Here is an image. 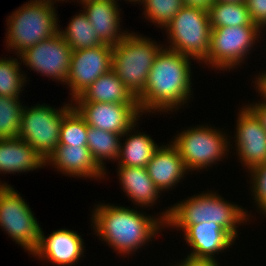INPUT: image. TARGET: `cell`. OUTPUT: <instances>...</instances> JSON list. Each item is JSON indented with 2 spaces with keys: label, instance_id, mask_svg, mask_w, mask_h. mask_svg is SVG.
Masks as SVG:
<instances>
[{
  "label": "cell",
  "instance_id": "obj_1",
  "mask_svg": "<svg viewBox=\"0 0 266 266\" xmlns=\"http://www.w3.org/2000/svg\"><path fill=\"white\" fill-rule=\"evenodd\" d=\"M190 57L167 48L156 55L145 89L137 98L141 114L177 110L188 102L191 92Z\"/></svg>",
  "mask_w": 266,
  "mask_h": 266
},
{
  "label": "cell",
  "instance_id": "obj_2",
  "mask_svg": "<svg viewBox=\"0 0 266 266\" xmlns=\"http://www.w3.org/2000/svg\"><path fill=\"white\" fill-rule=\"evenodd\" d=\"M140 212L113 204H97L91 215L93 230L114 251L130 255L151 242L165 227L159 215L155 218Z\"/></svg>",
  "mask_w": 266,
  "mask_h": 266
},
{
  "label": "cell",
  "instance_id": "obj_3",
  "mask_svg": "<svg viewBox=\"0 0 266 266\" xmlns=\"http://www.w3.org/2000/svg\"><path fill=\"white\" fill-rule=\"evenodd\" d=\"M187 199L175 203L160 214L166 227H175L184 232L190 225L215 223L235 240L238 236V224L248 222L250 217L246 209L225 201L216 192L205 191Z\"/></svg>",
  "mask_w": 266,
  "mask_h": 266
},
{
  "label": "cell",
  "instance_id": "obj_4",
  "mask_svg": "<svg viewBox=\"0 0 266 266\" xmlns=\"http://www.w3.org/2000/svg\"><path fill=\"white\" fill-rule=\"evenodd\" d=\"M55 2L30 0L7 18L8 50L16 51L19 56L40 41L54 37L59 33Z\"/></svg>",
  "mask_w": 266,
  "mask_h": 266
},
{
  "label": "cell",
  "instance_id": "obj_5",
  "mask_svg": "<svg viewBox=\"0 0 266 266\" xmlns=\"http://www.w3.org/2000/svg\"><path fill=\"white\" fill-rule=\"evenodd\" d=\"M163 45L130 33L113 46L112 70L137 99L144 91L149 71Z\"/></svg>",
  "mask_w": 266,
  "mask_h": 266
},
{
  "label": "cell",
  "instance_id": "obj_6",
  "mask_svg": "<svg viewBox=\"0 0 266 266\" xmlns=\"http://www.w3.org/2000/svg\"><path fill=\"white\" fill-rule=\"evenodd\" d=\"M165 29L170 42L167 49L200 63L207 59L211 34L207 9L184 5Z\"/></svg>",
  "mask_w": 266,
  "mask_h": 266
},
{
  "label": "cell",
  "instance_id": "obj_7",
  "mask_svg": "<svg viewBox=\"0 0 266 266\" xmlns=\"http://www.w3.org/2000/svg\"><path fill=\"white\" fill-rule=\"evenodd\" d=\"M215 127L198 125L178 132L172 144L189 172L206 169L228 155L230 140Z\"/></svg>",
  "mask_w": 266,
  "mask_h": 266
},
{
  "label": "cell",
  "instance_id": "obj_8",
  "mask_svg": "<svg viewBox=\"0 0 266 266\" xmlns=\"http://www.w3.org/2000/svg\"><path fill=\"white\" fill-rule=\"evenodd\" d=\"M73 103L55 109L45 104L23 107L17 138L30 144L45 160L59 145L63 118L73 109Z\"/></svg>",
  "mask_w": 266,
  "mask_h": 266
},
{
  "label": "cell",
  "instance_id": "obj_9",
  "mask_svg": "<svg viewBox=\"0 0 266 266\" xmlns=\"http://www.w3.org/2000/svg\"><path fill=\"white\" fill-rule=\"evenodd\" d=\"M261 31L257 25L213 27L204 63L223 71L240 66L259 40Z\"/></svg>",
  "mask_w": 266,
  "mask_h": 266
},
{
  "label": "cell",
  "instance_id": "obj_10",
  "mask_svg": "<svg viewBox=\"0 0 266 266\" xmlns=\"http://www.w3.org/2000/svg\"><path fill=\"white\" fill-rule=\"evenodd\" d=\"M20 193L5 185L0 190V226L30 255L40 242L41 227Z\"/></svg>",
  "mask_w": 266,
  "mask_h": 266
},
{
  "label": "cell",
  "instance_id": "obj_11",
  "mask_svg": "<svg viewBox=\"0 0 266 266\" xmlns=\"http://www.w3.org/2000/svg\"><path fill=\"white\" fill-rule=\"evenodd\" d=\"M113 46L100 44L95 47L72 51L70 68L65 85L70 87L71 101L82 94L101 75L112 69Z\"/></svg>",
  "mask_w": 266,
  "mask_h": 266
},
{
  "label": "cell",
  "instance_id": "obj_12",
  "mask_svg": "<svg viewBox=\"0 0 266 266\" xmlns=\"http://www.w3.org/2000/svg\"><path fill=\"white\" fill-rule=\"evenodd\" d=\"M71 53L72 48L58 33L28 48L17 58H20V62L23 61V65L31 70L65 84L70 68Z\"/></svg>",
  "mask_w": 266,
  "mask_h": 266
},
{
  "label": "cell",
  "instance_id": "obj_13",
  "mask_svg": "<svg viewBox=\"0 0 266 266\" xmlns=\"http://www.w3.org/2000/svg\"><path fill=\"white\" fill-rule=\"evenodd\" d=\"M73 108L88 126L121 135L142 116L138 104L75 102Z\"/></svg>",
  "mask_w": 266,
  "mask_h": 266
},
{
  "label": "cell",
  "instance_id": "obj_14",
  "mask_svg": "<svg viewBox=\"0 0 266 266\" xmlns=\"http://www.w3.org/2000/svg\"><path fill=\"white\" fill-rule=\"evenodd\" d=\"M240 109L236 118L235 150L242 166L250 170L266 163V131L246 106Z\"/></svg>",
  "mask_w": 266,
  "mask_h": 266
},
{
  "label": "cell",
  "instance_id": "obj_15",
  "mask_svg": "<svg viewBox=\"0 0 266 266\" xmlns=\"http://www.w3.org/2000/svg\"><path fill=\"white\" fill-rule=\"evenodd\" d=\"M83 242L79 233L69 229L55 230L47 237L41 229L40 242L31 255L58 266H71L84 256Z\"/></svg>",
  "mask_w": 266,
  "mask_h": 266
},
{
  "label": "cell",
  "instance_id": "obj_16",
  "mask_svg": "<svg viewBox=\"0 0 266 266\" xmlns=\"http://www.w3.org/2000/svg\"><path fill=\"white\" fill-rule=\"evenodd\" d=\"M118 0H91L81 4L90 24L104 44L114 46L130 32L121 30Z\"/></svg>",
  "mask_w": 266,
  "mask_h": 266
},
{
  "label": "cell",
  "instance_id": "obj_17",
  "mask_svg": "<svg viewBox=\"0 0 266 266\" xmlns=\"http://www.w3.org/2000/svg\"><path fill=\"white\" fill-rule=\"evenodd\" d=\"M46 165H53L61 173L70 177L77 176L98 180L104 178L107 173L94 161L87 146L58 145L56 150L46 159Z\"/></svg>",
  "mask_w": 266,
  "mask_h": 266
},
{
  "label": "cell",
  "instance_id": "obj_18",
  "mask_svg": "<svg viewBox=\"0 0 266 266\" xmlns=\"http://www.w3.org/2000/svg\"><path fill=\"white\" fill-rule=\"evenodd\" d=\"M184 237L192 249L190 256L213 260H216L215 254L224 252L235 241L220 225L209 222L190 225Z\"/></svg>",
  "mask_w": 266,
  "mask_h": 266
},
{
  "label": "cell",
  "instance_id": "obj_19",
  "mask_svg": "<svg viewBox=\"0 0 266 266\" xmlns=\"http://www.w3.org/2000/svg\"><path fill=\"white\" fill-rule=\"evenodd\" d=\"M146 169L149 177L161 193L165 190H172L189 172L178 150L172 143L159 145Z\"/></svg>",
  "mask_w": 266,
  "mask_h": 266
},
{
  "label": "cell",
  "instance_id": "obj_20",
  "mask_svg": "<svg viewBox=\"0 0 266 266\" xmlns=\"http://www.w3.org/2000/svg\"><path fill=\"white\" fill-rule=\"evenodd\" d=\"M46 160L19 138L0 139V173H23L43 168Z\"/></svg>",
  "mask_w": 266,
  "mask_h": 266
},
{
  "label": "cell",
  "instance_id": "obj_21",
  "mask_svg": "<svg viewBox=\"0 0 266 266\" xmlns=\"http://www.w3.org/2000/svg\"><path fill=\"white\" fill-rule=\"evenodd\" d=\"M118 178L128 198L140 207H151L160 197V190L149 177L146 168L118 166Z\"/></svg>",
  "mask_w": 266,
  "mask_h": 266
},
{
  "label": "cell",
  "instance_id": "obj_22",
  "mask_svg": "<svg viewBox=\"0 0 266 266\" xmlns=\"http://www.w3.org/2000/svg\"><path fill=\"white\" fill-rule=\"evenodd\" d=\"M71 102L138 104L137 99L112 69L106 74L101 75Z\"/></svg>",
  "mask_w": 266,
  "mask_h": 266
},
{
  "label": "cell",
  "instance_id": "obj_23",
  "mask_svg": "<svg viewBox=\"0 0 266 266\" xmlns=\"http://www.w3.org/2000/svg\"><path fill=\"white\" fill-rule=\"evenodd\" d=\"M136 122L132 127L125 131L121 137L126 136L125 143H120L118 156L119 166L146 168L156 149L159 147L151 136L140 133H132L137 126ZM133 129V130H132ZM130 133V134H129Z\"/></svg>",
  "mask_w": 266,
  "mask_h": 266
},
{
  "label": "cell",
  "instance_id": "obj_24",
  "mask_svg": "<svg viewBox=\"0 0 266 266\" xmlns=\"http://www.w3.org/2000/svg\"><path fill=\"white\" fill-rule=\"evenodd\" d=\"M121 134L105 131L88 126L87 147L97 163L106 172L105 163L107 159L117 161L120 150Z\"/></svg>",
  "mask_w": 266,
  "mask_h": 266
},
{
  "label": "cell",
  "instance_id": "obj_25",
  "mask_svg": "<svg viewBox=\"0 0 266 266\" xmlns=\"http://www.w3.org/2000/svg\"><path fill=\"white\" fill-rule=\"evenodd\" d=\"M73 16L67 28L59 29V33L65 42L72 48V51L86 49L103 44L94 27L90 24L83 10Z\"/></svg>",
  "mask_w": 266,
  "mask_h": 266
},
{
  "label": "cell",
  "instance_id": "obj_26",
  "mask_svg": "<svg viewBox=\"0 0 266 266\" xmlns=\"http://www.w3.org/2000/svg\"><path fill=\"white\" fill-rule=\"evenodd\" d=\"M211 29L213 27L255 25L249 15L245 2H212L207 7Z\"/></svg>",
  "mask_w": 266,
  "mask_h": 266
},
{
  "label": "cell",
  "instance_id": "obj_27",
  "mask_svg": "<svg viewBox=\"0 0 266 266\" xmlns=\"http://www.w3.org/2000/svg\"><path fill=\"white\" fill-rule=\"evenodd\" d=\"M19 97L0 96V139L17 138L23 110Z\"/></svg>",
  "mask_w": 266,
  "mask_h": 266
},
{
  "label": "cell",
  "instance_id": "obj_28",
  "mask_svg": "<svg viewBox=\"0 0 266 266\" xmlns=\"http://www.w3.org/2000/svg\"><path fill=\"white\" fill-rule=\"evenodd\" d=\"M16 58H0V96L20 97L26 77L20 69V62ZM21 71V72H20Z\"/></svg>",
  "mask_w": 266,
  "mask_h": 266
},
{
  "label": "cell",
  "instance_id": "obj_29",
  "mask_svg": "<svg viewBox=\"0 0 266 266\" xmlns=\"http://www.w3.org/2000/svg\"><path fill=\"white\" fill-rule=\"evenodd\" d=\"M144 7V17L149 22L165 28L185 5L183 0H138Z\"/></svg>",
  "mask_w": 266,
  "mask_h": 266
},
{
  "label": "cell",
  "instance_id": "obj_30",
  "mask_svg": "<svg viewBox=\"0 0 266 266\" xmlns=\"http://www.w3.org/2000/svg\"><path fill=\"white\" fill-rule=\"evenodd\" d=\"M88 125L73 108L64 118L60 127L59 145L87 146Z\"/></svg>",
  "mask_w": 266,
  "mask_h": 266
},
{
  "label": "cell",
  "instance_id": "obj_31",
  "mask_svg": "<svg viewBox=\"0 0 266 266\" xmlns=\"http://www.w3.org/2000/svg\"><path fill=\"white\" fill-rule=\"evenodd\" d=\"M249 171L251 178V191L252 197L257 205V210L261 211V214H265L266 217V163L259 164Z\"/></svg>",
  "mask_w": 266,
  "mask_h": 266
},
{
  "label": "cell",
  "instance_id": "obj_32",
  "mask_svg": "<svg viewBox=\"0 0 266 266\" xmlns=\"http://www.w3.org/2000/svg\"><path fill=\"white\" fill-rule=\"evenodd\" d=\"M252 22L260 29L266 28V0H245Z\"/></svg>",
  "mask_w": 266,
  "mask_h": 266
},
{
  "label": "cell",
  "instance_id": "obj_33",
  "mask_svg": "<svg viewBox=\"0 0 266 266\" xmlns=\"http://www.w3.org/2000/svg\"><path fill=\"white\" fill-rule=\"evenodd\" d=\"M173 266V265H171ZM175 266H219L216 260L209 259V258H198V257H193L190 255H187L185 260L179 261L177 265Z\"/></svg>",
  "mask_w": 266,
  "mask_h": 266
},
{
  "label": "cell",
  "instance_id": "obj_34",
  "mask_svg": "<svg viewBox=\"0 0 266 266\" xmlns=\"http://www.w3.org/2000/svg\"><path fill=\"white\" fill-rule=\"evenodd\" d=\"M260 121V124L266 131V103L261 101H257L254 103H251L250 105H245Z\"/></svg>",
  "mask_w": 266,
  "mask_h": 266
},
{
  "label": "cell",
  "instance_id": "obj_35",
  "mask_svg": "<svg viewBox=\"0 0 266 266\" xmlns=\"http://www.w3.org/2000/svg\"><path fill=\"white\" fill-rule=\"evenodd\" d=\"M260 74L257 75L259 77L256 76L257 79H255L256 81L254 80V86H256L259 95L263 97L262 101L266 103V71Z\"/></svg>",
  "mask_w": 266,
  "mask_h": 266
},
{
  "label": "cell",
  "instance_id": "obj_36",
  "mask_svg": "<svg viewBox=\"0 0 266 266\" xmlns=\"http://www.w3.org/2000/svg\"><path fill=\"white\" fill-rule=\"evenodd\" d=\"M213 2V0H183V3L187 6H199L207 9V7Z\"/></svg>",
  "mask_w": 266,
  "mask_h": 266
},
{
  "label": "cell",
  "instance_id": "obj_37",
  "mask_svg": "<svg viewBox=\"0 0 266 266\" xmlns=\"http://www.w3.org/2000/svg\"><path fill=\"white\" fill-rule=\"evenodd\" d=\"M213 2H220V3H239V2H245V0H213Z\"/></svg>",
  "mask_w": 266,
  "mask_h": 266
},
{
  "label": "cell",
  "instance_id": "obj_38",
  "mask_svg": "<svg viewBox=\"0 0 266 266\" xmlns=\"http://www.w3.org/2000/svg\"><path fill=\"white\" fill-rule=\"evenodd\" d=\"M5 185H8V184H7V183H2V182H0V190H1Z\"/></svg>",
  "mask_w": 266,
  "mask_h": 266
},
{
  "label": "cell",
  "instance_id": "obj_39",
  "mask_svg": "<svg viewBox=\"0 0 266 266\" xmlns=\"http://www.w3.org/2000/svg\"><path fill=\"white\" fill-rule=\"evenodd\" d=\"M66 1V0H65ZM87 1H91V0H79V1H77V2H79V3H85V2H87Z\"/></svg>",
  "mask_w": 266,
  "mask_h": 266
},
{
  "label": "cell",
  "instance_id": "obj_40",
  "mask_svg": "<svg viewBox=\"0 0 266 266\" xmlns=\"http://www.w3.org/2000/svg\"><path fill=\"white\" fill-rule=\"evenodd\" d=\"M44 1L54 2L55 0H44ZM57 1H61V0H56L55 3H56ZM62 1H64V0H62Z\"/></svg>",
  "mask_w": 266,
  "mask_h": 266
},
{
  "label": "cell",
  "instance_id": "obj_41",
  "mask_svg": "<svg viewBox=\"0 0 266 266\" xmlns=\"http://www.w3.org/2000/svg\"><path fill=\"white\" fill-rule=\"evenodd\" d=\"M126 1H128V0H126ZM129 1H130V2H132V1H133V2H137L138 0H129Z\"/></svg>",
  "mask_w": 266,
  "mask_h": 266
}]
</instances>
